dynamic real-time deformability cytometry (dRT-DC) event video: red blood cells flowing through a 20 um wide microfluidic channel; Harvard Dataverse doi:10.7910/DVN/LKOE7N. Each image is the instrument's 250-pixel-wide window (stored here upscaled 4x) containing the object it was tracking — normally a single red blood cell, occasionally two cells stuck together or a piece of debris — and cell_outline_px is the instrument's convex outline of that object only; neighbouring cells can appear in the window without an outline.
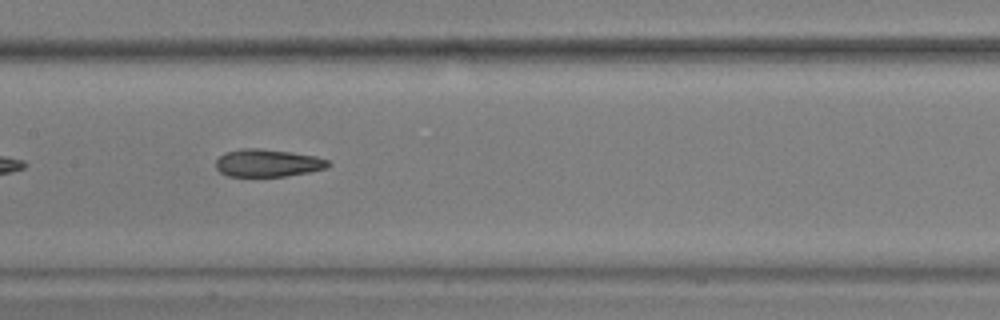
{"species": "common noctule bat (a hibernating species)", "species_latin": "Nyctalus noctula", "temperature_condition": "warm", "stored_images_in_passage": 39, "camera_frame_rate_fps": 3000, "um_per_image_px": 0.085, "animal": {"sex": "male", "body_mass_g": 17.9, "forearm_length_mm": 54.2}, "frame": {"image": 1, "passage_image": 12, "time_ms": 3.667, "image_size_px": [1000, 320], "cell_outline_px": [[332, 164], [324, 168], [308, 172], [284, 176], [228, 176], [220, 172], [216, 168], [216, 160], [224, 152], [240, 148], [260, 148], [292, 152], [316, 156], [328, 160]], "centroid_in_image_um": [22.73, 13.84], "position_along_channel_um": 184.7, "area_um2": 18.09}, "authors_computed_cell_mechanics": {"area_um2": 19.3052, "velocity_mm_per_s": 3.6632, "shape_relaxation_time_tau1_ms": null, "shape_relaxation_time_tau2_ms": 4.5625, "deformation_change_tau1": null, "deformation_change_tau2": 0.1233}}